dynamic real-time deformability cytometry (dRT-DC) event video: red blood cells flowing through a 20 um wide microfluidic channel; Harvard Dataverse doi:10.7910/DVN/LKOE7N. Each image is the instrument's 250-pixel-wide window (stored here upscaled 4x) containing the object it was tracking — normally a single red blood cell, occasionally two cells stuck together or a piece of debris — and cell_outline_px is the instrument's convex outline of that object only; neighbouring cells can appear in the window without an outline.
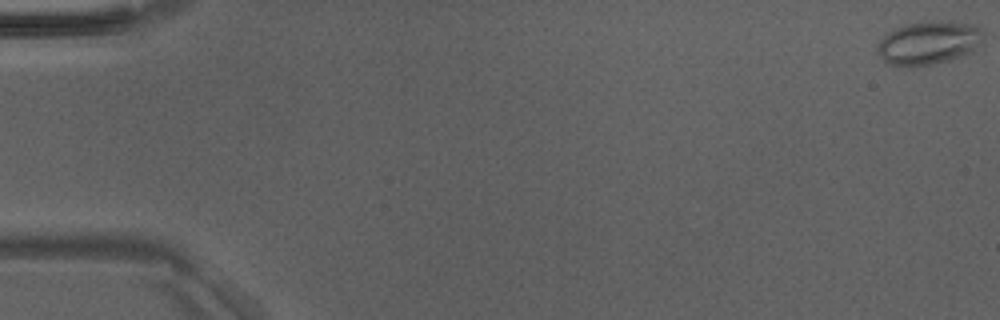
{"species": "Egyptian fruit bat (a non-hibernating species)", "species_latin": "Rousettus aegyptiacus", "temperature_condition": "room temperature", "stored_images_in_passage": 51, "segment_of_instrument_passage": [1, 2], "camera_frame_rate_fps": 3000, "um_per_image_px": 0.085, "animal": {"sex": "male"}, "frame": {"image": 1, "passage_image": 1, "time_ms": 0.0, "image_size_px": [1000, 320], "cell_outline_px": [[984, 36], [972, 52], [932, 64], [912, 68], [908, 68], [888, 64], [876, 52], [876, 44], [888, 32], [904, 24], [940, 20], [976, 24], [980, 28]], "centroid_in_image_um": [78.89, 3.64], "position_along_channel_um": 6.1, "area_um2": 26.99}}
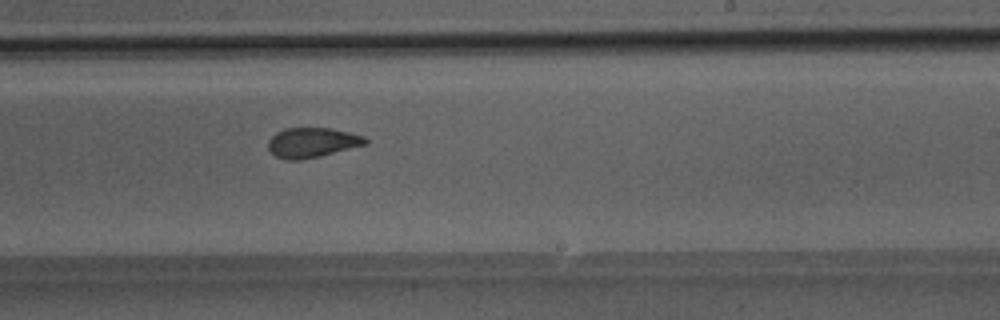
{"frame": {"image": 2, "passage_image": 31, "time_ms": 10.0, "image_size_px": [1000, 320], "cell_outline_px": [[368, 144], [320, 156], [300, 160], [284, 160], [276, 156], [268, 148], [268, 140], [276, 132], [284, 128], [328, 128], [348, 132], [364, 136], [368, 140]], "centroid_in_image_um": [26.52, 12.12], "position_along_channel_um": 262.5, "area_um2": 16.94}}
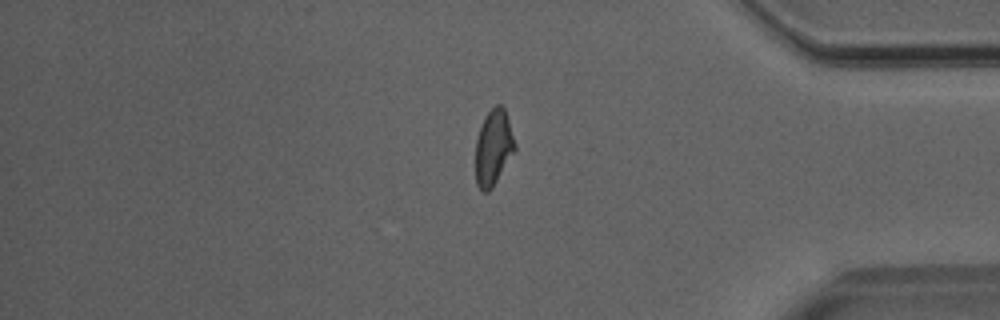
{"frame": {"image": 3, "passage_image": 42, "time_ms": 13.667, "image_size_px": [1000, 320], "cell_outline_px": [[516, 148], [492, 188], [488, 192], [484, 192], [476, 184], [476, 140], [484, 116], [496, 104], [500, 104], [504, 108], [516, 144]], "centroid_in_image_um": [41.93, 12.53], "position_along_channel_um": 393.3, "area_um2": 17.11}}